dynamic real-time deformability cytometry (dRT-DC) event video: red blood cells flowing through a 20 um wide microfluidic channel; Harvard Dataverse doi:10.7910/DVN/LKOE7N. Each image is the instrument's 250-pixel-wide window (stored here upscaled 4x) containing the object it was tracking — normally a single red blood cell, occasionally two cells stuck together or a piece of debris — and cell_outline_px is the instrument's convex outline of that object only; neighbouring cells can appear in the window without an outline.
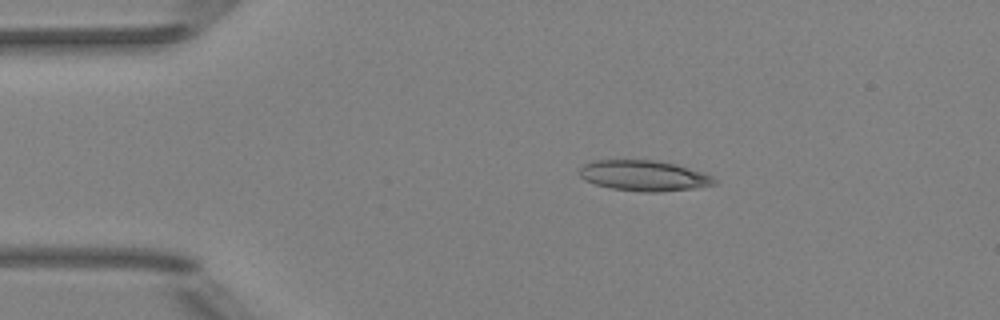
{"species": "Egyptian fruit bat (a non-hibernating species)", "species_latin": "Rousettus aegyptiacus", "temperature_condition": "room temperature", "stored_images_in_passage": 5, "camera_frame_rate_fps": 3000, "um_per_image_px": 0.085, "animal": {"sex": "female"}, "frame": {"image": 1, "passage_image": 2, "time_ms": 1.0, "image_size_px": [1000, 320], "cell_outline_px": [[716, 184], [692, 188], [656, 192], [644, 192], [612, 188], [596, 184], [584, 180], [580, 176], [580, 168], [584, 164], [596, 160], [660, 160], [676, 164], [704, 172], [712, 176], [716, 180]], "centroid_in_image_um": [54.75, 14.92], "position_along_channel_um": 30.3, "area_um2": 23.93}}
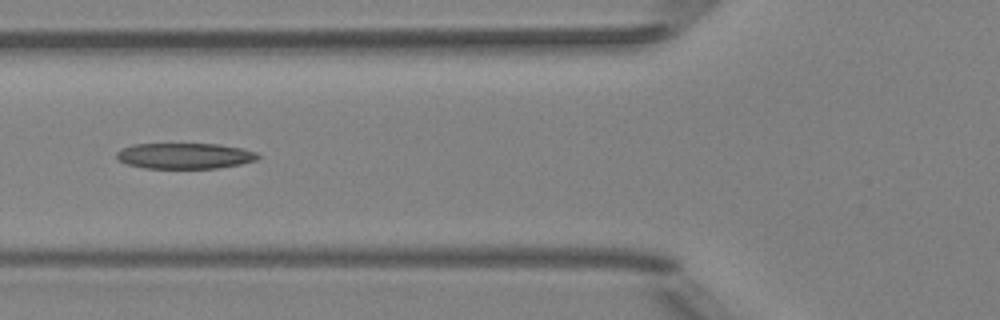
{"frame": {"image": 2, "passage_image": 5, "time_ms": 4.333, "image_size_px": [1000, 320], "cell_outline_px": [[260, 156], [256, 160], [240, 164], [216, 168], [144, 168], [128, 164], [120, 160], [116, 156], [116, 152], [120, 148], [132, 144], [220, 144], [240, 148], [256, 152]], "centroid_in_image_um": [15.68, 13.24], "position_along_channel_um": 110.1, "area_um2": 21.15}}